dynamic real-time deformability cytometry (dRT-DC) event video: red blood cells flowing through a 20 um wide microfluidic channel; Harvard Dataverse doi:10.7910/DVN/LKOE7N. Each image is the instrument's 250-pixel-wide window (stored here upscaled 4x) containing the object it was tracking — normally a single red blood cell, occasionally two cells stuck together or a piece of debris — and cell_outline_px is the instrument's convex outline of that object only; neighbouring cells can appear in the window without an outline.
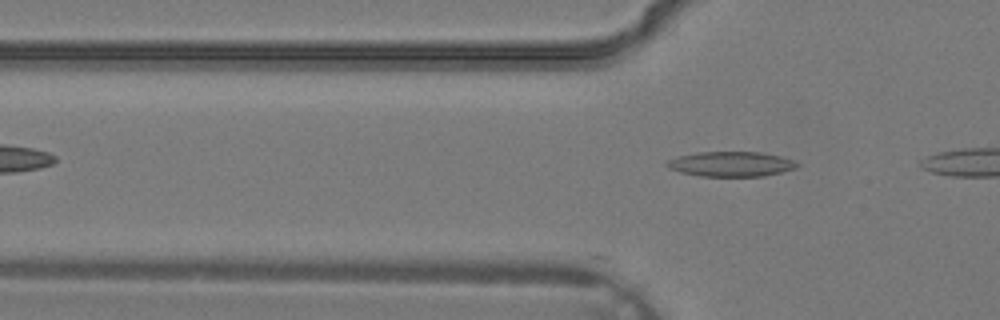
{"species": "common noctule bat (a hibernating species)", "species_latin": "Nyctalus noctula", "temperature_condition": "warm", "stored_images_in_passage": 3, "camera_frame_rate_fps": 3000, "um_per_image_px": 0.085, "animal": {"sex": "male", "body_mass_g": 19.2, "forearm_length_mm": 51.8}, "frame": {"image": 1, "passage_image": 3, "time_ms": 0.667, "image_size_px": [1000, 320], "cell_outline_px": [[800, 164], [796, 168], [764, 176], [700, 176], [680, 172], [668, 168], [664, 164], [668, 160], [680, 156], [696, 152], [760, 152], [780, 156], [792, 160]], "centroid_in_image_um": [62.12, 13.94], "position_along_channel_um": 63.7, "area_um2": 18.84}}